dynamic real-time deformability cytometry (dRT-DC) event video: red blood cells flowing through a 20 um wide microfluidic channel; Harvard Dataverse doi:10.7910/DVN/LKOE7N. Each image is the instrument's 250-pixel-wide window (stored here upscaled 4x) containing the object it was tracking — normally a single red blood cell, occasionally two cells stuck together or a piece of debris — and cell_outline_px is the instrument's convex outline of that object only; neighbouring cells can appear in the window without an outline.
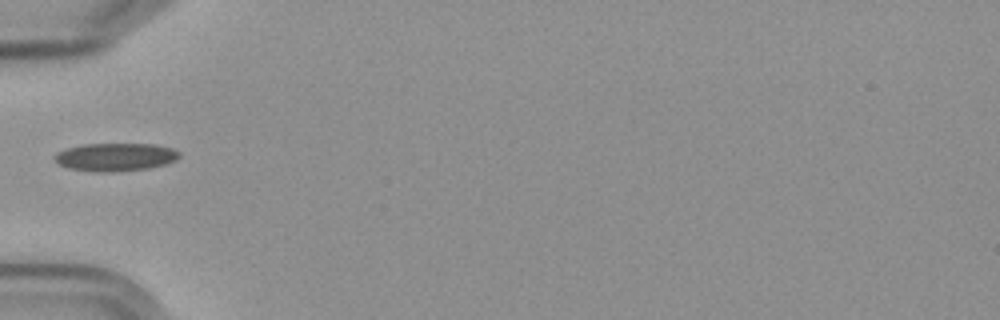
{"species": "Egyptian fruit bat (a non-hibernating species)", "species_latin": "Rousettus aegyptiacus", "temperature_condition": "cold", "stored_images_in_passage": 9, "segment_of_instrument_passage": [2, 2], "camera_frame_rate_fps": 3000, "um_per_image_px": 0.085, "frame": {"image": 1, "passage_image": 6, "time_ms": 6.0, "image_size_px": [1000, 320], "cell_outline_px": [[180, 156], [176, 160], [164, 164], [148, 168], [100, 172], [72, 168], [60, 164], [52, 156], [56, 152], [64, 148], [84, 144], [156, 144], [172, 148], [180, 152]], "centroid_in_image_um": [9.81, 13.32], "position_along_channel_um": 75.2, "area_um2": 20.11}}
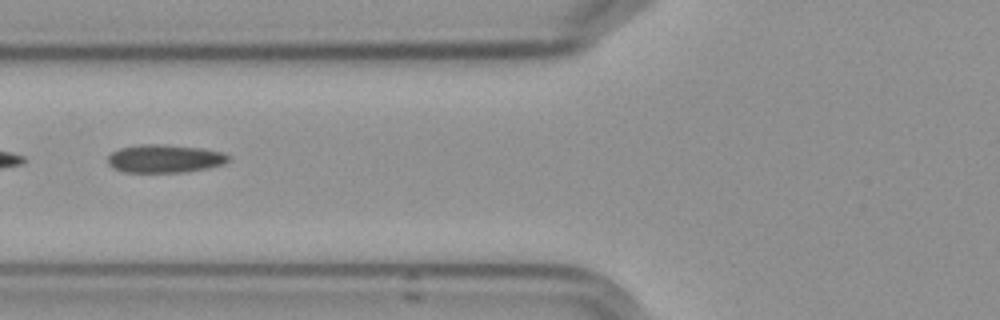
{"frame": {"image": 2, "passage_image": 7, "time_ms": 7.0, "image_size_px": [1000, 320], "cell_outline_px": [[228, 160], [224, 164], [208, 168], [184, 172], [124, 172], [112, 168], [108, 164], [108, 156], [112, 152], [120, 148], [140, 144], [164, 144], [200, 148], [220, 152], [228, 156]], "centroid_in_image_um": [13.95, 13.48], "position_along_channel_um": 111.8, "area_um2": 19.71}}
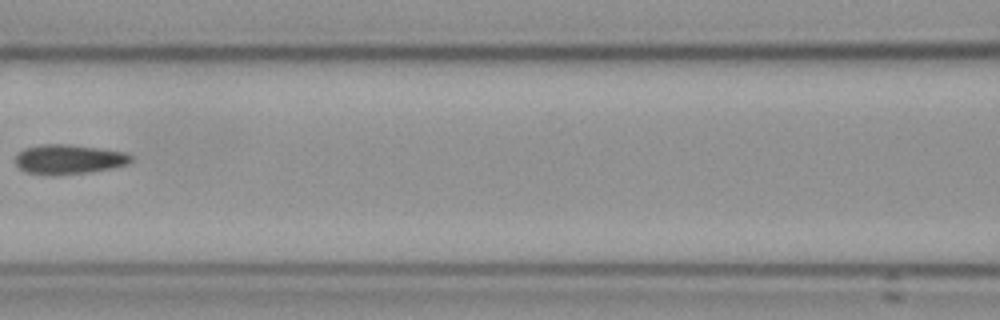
{"frame": {"image": 3, "passage_image": 8, "time_ms": 8.333, "image_size_px": [1000, 320], "cell_outline_px": [[132, 160], [128, 164], [116, 168], [84, 172], [28, 172], [20, 168], [16, 164], [16, 156], [24, 148], [40, 144], [68, 144], [100, 148], [128, 152], [132, 156]], "centroid_in_image_um": [5.94, 13.48], "position_along_channel_um": 160.7, "area_um2": 19.25}}